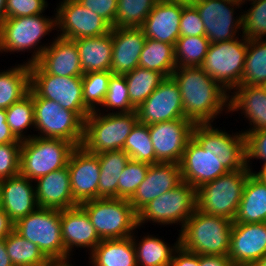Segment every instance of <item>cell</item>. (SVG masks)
<instances>
[{"label":"cell","instance_id":"d6986e66","mask_svg":"<svg viewBox=\"0 0 266 266\" xmlns=\"http://www.w3.org/2000/svg\"><path fill=\"white\" fill-rule=\"evenodd\" d=\"M266 254V222H233L228 257L235 266H253Z\"/></svg>","mask_w":266,"mask_h":266},{"label":"cell","instance_id":"e7e4bbea","mask_svg":"<svg viewBox=\"0 0 266 266\" xmlns=\"http://www.w3.org/2000/svg\"><path fill=\"white\" fill-rule=\"evenodd\" d=\"M261 87L266 90V80L263 82V84L261 85Z\"/></svg>","mask_w":266,"mask_h":266},{"label":"cell","instance_id":"2e32d148","mask_svg":"<svg viewBox=\"0 0 266 266\" xmlns=\"http://www.w3.org/2000/svg\"><path fill=\"white\" fill-rule=\"evenodd\" d=\"M195 123L190 119H175L148 125L156 164L178 163L189 140Z\"/></svg>","mask_w":266,"mask_h":266},{"label":"cell","instance_id":"94428289","mask_svg":"<svg viewBox=\"0 0 266 266\" xmlns=\"http://www.w3.org/2000/svg\"><path fill=\"white\" fill-rule=\"evenodd\" d=\"M253 173H255L259 177V179L266 184V167L261 168L259 172L254 171Z\"/></svg>","mask_w":266,"mask_h":266},{"label":"cell","instance_id":"9f6ffc18","mask_svg":"<svg viewBox=\"0 0 266 266\" xmlns=\"http://www.w3.org/2000/svg\"><path fill=\"white\" fill-rule=\"evenodd\" d=\"M14 230V223L0 207V239H5Z\"/></svg>","mask_w":266,"mask_h":266},{"label":"cell","instance_id":"7402d4cb","mask_svg":"<svg viewBox=\"0 0 266 266\" xmlns=\"http://www.w3.org/2000/svg\"><path fill=\"white\" fill-rule=\"evenodd\" d=\"M187 2L188 0H159L140 27L146 38L175 47L180 37L182 8Z\"/></svg>","mask_w":266,"mask_h":266},{"label":"cell","instance_id":"cb8c5ba5","mask_svg":"<svg viewBox=\"0 0 266 266\" xmlns=\"http://www.w3.org/2000/svg\"><path fill=\"white\" fill-rule=\"evenodd\" d=\"M33 183L20 174L1 180L0 207L13 223L39 207Z\"/></svg>","mask_w":266,"mask_h":266},{"label":"cell","instance_id":"60d3db41","mask_svg":"<svg viewBox=\"0 0 266 266\" xmlns=\"http://www.w3.org/2000/svg\"><path fill=\"white\" fill-rule=\"evenodd\" d=\"M130 159L147 164H156V156L148 131V125L137 122L132 128L122 149Z\"/></svg>","mask_w":266,"mask_h":266},{"label":"cell","instance_id":"d4e9b609","mask_svg":"<svg viewBox=\"0 0 266 266\" xmlns=\"http://www.w3.org/2000/svg\"><path fill=\"white\" fill-rule=\"evenodd\" d=\"M241 111V112H238ZM241 113L250 128L241 130L248 132L266 129V90L261 86L239 85L229 93V113Z\"/></svg>","mask_w":266,"mask_h":266},{"label":"cell","instance_id":"681fc988","mask_svg":"<svg viewBox=\"0 0 266 266\" xmlns=\"http://www.w3.org/2000/svg\"><path fill=\"white\" fill-rule=\"evenodd\" d=\"M179 30L180 37L205 36L204 23L197 9L189 1L182 8Z\"/></svg>","mask_w":266,"mask_h":266},{"label":"cell","instance_id":"ffe728a7","mask_svg":"<svg viewBox=\"0 0 266 266\" xmlns=\"http://www.w3.org/2000/svg\"><path fill=\"white\" fill-rule=\"evenodd\" d=\"M182 181L196 190L229 172L219 160L192 137L179 162Z\"/></svg>","mask_w":266,"mask_h":266},{"label":"cell","instance_id":"7bdbcfd3","mask_svg":"<svg viewBox=\"0 0 266 266\" xmlns=\"http://www.w3.org/2000/svg\"><path fill=\"white\" fill-rule=\"evenodd\" d=\"M97 111H102L101 113H130L136 111V108L130 102L124 75H111L105 100Z\"/></svg>","mask_w":266,"mask_h":266},{"label":"cell","instance_id":"ac0fdd59","mask_svg":"<svg viewBox=\"0 0 266 266\" xmlns=\"http://www.w3.org/2000/svg\"><path fill=\"white\" fill-rule=\"evenodd\" d=\"M71 192L75 202H83L98 198L100 164L98 154L88 152L82 145L73 149L68 163Z\"/></svg>","mask_w":266,"mask_h":266},{"label":"cell","instance_id":"816d5d0a","mask_svg":"<svg viewBox=\"0 0 266 266\" xmlns=\"http://www.w3.org/2000/svg\"><path fill=\"white\" fill-rule=\"evenodd\" d=\"M83 7L101 16L112 28L116 27L118 0H77Z\"/></svg>","mask_w":266,"mask_h":266},{"label":"cell","instance_id":"f1b7e54d","mask_svg":"<svg viewBox=\"0 0 266 266\" xmlns=\"http://www.w3.org/2000/svg\"><path fill=\"white\" fill-rule=\"evenodd\" d=\"M80 57L83 74L111 71L112 28L105 35L74 40Z\"/></svg>","mask_w":266,"mask_h":266},{"label":"cell","instance_id":"6f0895ef","mask_svg":"<svg viewBox=\"0 0 266 266\" xmlns=\"http://www.w3.org/2000/svg\"><path fill=\"white\" fill-rule=\"evenodd\" d=\"M0 266H13L5 247V239H0Z\"/></svg>","mask_w":266,"mask_h":266},{"label":"cell","instance_id":"e575fe53","mask_svg":"<svg viewBox=\"0 0 266 266\" xmlns=\"http://www.w3.org/2000/svg\"><path fill=\"white\" fill-rule=\"evenodd\" d=\"M139 67L158 71L165 77H170L176 69L174 46L146 38L140 54Z\"/></svg>","mask_w":266,"mask_h":266},{"label":"cell","instance_id":"4316f807","mask_svg":"<svg viewBox=\"0 0 266 266\" xmlns=\"http://www.w3.org/2000/svg\"><path fill=\"white\" fill-rule=\"evenodd\" d=\"M52 39L37 63L51 75L82 77L83 72L75 41L57 35Z\"/></svg>","mask_w":266,"mask_h":266},{"label":"cell","instance_id":"f5cc1de1","mask_svg":"<svg viewBox=\"0 0 266 266\" xmlns=\"http://www.w3.org/2000/svg\"><path fill=\"white\" fill-rule=\"evenodd\" d=\"M169 266H200V255L179 246L174 251Z\"/></svg>","mask_w":266,"mask_h":266},{"label":"cell","instance_id":"8d00e7d4","mask_svg":"<svg viewBox=\"0 0 266 266\" xmlns=\"http://www.w3.org/2000/svg\"><path fill=\"white\" fill-rule=\"evenodd\" d=\"M131 104L138 108L166 78L158 71L136 67L125 74Z\"/></svg>","mask_w":266,"mask_h":266},{"label":"cell","instance_id":"836d02e7","mask_svg":"<svg viewBox=\"0 0 266 266\" xmlns=\"http://www.w3.org/2000/svg\"><path fill=\"white\" fill-rule=\"evenodd\" d=\"M0 71V108L20 101L30 89V67L25 62Z\"/></svg>","mask_w":266,"mask_h":266},{"label":"cell","instance_id":"277c9868","mask_svg":"<svg viewBox=\"0 0 266 266\" xmlns=\"http://www.w3.org/2000/svg\"><path fill=\"white\" fill-rule=\"evenodd\" d=\"M137 122L136 111L130 113L92 111L84 121L82 146L94 154L122 150Z\"/></svg>","mask_w":266,"mask_h":266},{"label":"cell","instance_id":"1f68e13d","mask_svg":"<svg viewBox=\"0 0 266 266\" xmlns=\"http://www.w3.org/2000/svg\"><path fill=\"white\" fill-rule=\"evenodd\" d=\"M134 232L132 241L136 251L137 266H169L174 251L179 245V234L174 244H167L162 238L154 234H145L139 237ZM154 235V236H153ZM157 236V237H156ZM138 237V238H137ZM142 237V238H141ZM137 239V240H136ZM139 240V241H138Z\"/></svg>","mask_w":266,"mask_h":266},{"label":"cell","instance_id":"91938a15","mask_svg":"<svg viewBox=\"0 0 266 266\" xmlns=\"http://www.w3.org/2000/svg\"><path fill=\"white\" fill-rule=\"evenodd\" d=\"M75 264H72L71 258L67 260H57V261H51V266H74Z\"/></svg>","mask_w":266,"mask_h":266},{"label":"cell","instance_id":"f546056e","mask_svg":"<svg viewBox=\"0 0 266 266\" xmlns=\"http://www.w3.org/2000/svg\"><path fill=\"white\" fill-rule=\"evenodd\" d=\"M233 222H266V184L255 173H251L246 180L243 196Z\"/></svg>","mask_w":266,"mask_h":266},{"label":"cell","instance_id":"11a10c76","mask_svg":"<svg viewBox=\"0 0 266 266\" xmlns=\"http://www.w3.org/2000/svg\"><path fill=\"white\" fill-rule=\"evenodd\" d=\"M200 266H235L228 255H200Z\"/></svg>","mask_w":266,"mask_h":266},{"label":"cell","instance_id":"8992f818","mask_svg":"<svg viewBox=\"0 0 266 266\" xmlns=\"http://www.w3.org/2000/svg\"><path fill=\"white\" fill-rule=\"evenodd\" d=\"M252 172L245 167L229 171L196 190L197 209L209 215L234 220L243 196L248 176Z\"/></svg>","mask_w":266,"mask_h":266},{"label":"cell","instance_id":"83f0119b","mask_svg":"<svg viewBox=\"0 0 266 266\" xmlns=\"http://www.w3.org/2000/svg\"><path fill=\"white\" fill-rule=\"evenodd\" d=\"M34 184L39 207L63 210L78 206L71 192L68 166L48 173Z\"/></svg>","mask_w":266,"mask_h":266},{"label":"cell","instance_id":"be15d7a7","mask_svg":"<svg viewBox=\"0 0 266 266\" xmlns=\"http://www.w3.org/2000/svg\"><path fill=\"white\" fill-rule=\"evenodd\" d=\"M236 1L239 2L242 6H243V5L245 6V4H246L247 2L251 3V2L258 1V0H236Z\"/></svg>","mask_w":266,"mask_h":266},{"label":"cell","instance_id":"7c38bea8","mask_svg":"<svg viewBox=\"0 0 266 266\" xmlns=\"http://www.w3.org/2000/svg\"><path fill=\"white\" fill-rule=\"evenodd\" d=\"M30 88L41 98L53 100L75 112L83 121L92 112L83 101L82 77L48 74L37 62L30 64Z\"/></svg>","mask_w":266,"mask_h":266},{"label":"cell","instance_id":"f35d334b","mask_svg":"<svg viewBox=\"0 0 266 266\" xmlns=\"http://www.w3.org/2000/svg\"><path fill=\"white\" fill-rule=\"evenodd\" d=\"M266 80V39L248 40L241 84L261 86Z\"/></svg>","mask_w":266,"mask_h":266},{"label":"cell","instance_id":"680465c9","mask_svg":"<svg viewBox=\"0 0 266 266\" xmlns=\"http://www.w3.org/2000/svg\"><path fill=\"white\" fill-rule=\"evenodd\" d=\"M6 1L7 0H0V27L7 19V12H6Z\"/></svg>","mask_w":266,"mask_h":266},{"label":"cell","instance_id":"b9f144b4","mask_svg":"<svg viewBox=\"0 0 266 266\" xmlns=\"http://www.w3.org/2000/svg\"><path fill=\"white\" fill-rule=\"evenodd\" d=\"M159 0H118L116 27L140 28Z\"/></svg>","mask_w":266,"mask_h":266},{"label":"cell","instance_id":"f6af8a7d","mask_svg":"<svg viewBox=\"0 0 266 266\" xmlns=\"http://www.w3.org/2000/svg\"><path fill=\"white\" fill-rule=\"evenodd\" d=\"M247 10H242L243 32L247 40L266 39V0L249 3Z\"/></svg>","mask_w":266,"mask_h":266},{"label":"cell","instance_id":"8fae6325","mask_svg":"<svg viewBox=\"0 0 266 266\" xmlns=\"http://www.w3.org/2000/svg\"><path fill=\"white\" fill-rule=\"evenodd\" d=\"M14 230L36 244L50 261L65 260L59 209L38 207L14 223Z\"/></svg>","mask_w":266,"mask_h":266},{"label":"cell","instance_id":"9c48e42d","mask_svg":"<svg viewBox=\"0 0 266 266\" xmlns=\"http://www.w3.org/2000/svg\"><path fill=\"white\" fill-rule=\"evenodd\" d=\"M247 48L248 40L243 34L240 38L211 43L200 67L230 93L241 85Z\"/></svg>","mask_w":266,"mask_h":266},{"label":"cell","instance_id":"ee69618b","mask_svg":"<svg viewBox=\"0 0 266 266\" xmlns=\"http://www.w3.org/2000/svg\"><path fill=\"white\" fill-rule=\"evenodd\" d=\"M112 74L111 71L83 74V101L91 111H97L103 104L108 90L109 78Z\"/></svg>","mask_w":266,"mask_h":266},{"label":"cell","instance_id":"03108f58","mask_svg":"<svg viewBox=\"0 0 266 266\" xmlns=\"http://www.w3.org/2000/svg\"><path fill=\"white\" fill-rule=\"evenodd\" d=\"M0 196H1V180H0Z\"/></svg>","mask_w":266,"mask_h":266},{"label":"cell","instance_id":"52a82bcc","mask_svg":"<svg viewBox=\"0 0 266 266\" xmlns=\"http://www.w3.org/2000/svg\"><path fill=\"white\" fill-rule=\"evenodd\" d=\"M75 146L63 139L34 136L22 140L19 174L33 182L67 166Z\"/></svg>","mask_w":266,"mask_h":266},{"label":"cell","instance_id":"9a60e30c","mask_svg":"<svg viewBox=\"0 0 266 266\" xmlns=\"http://www.w3.org/2000/svg\"><path fill=\"white\" fill-rule=\"evenodd\" d=\"M57 4V36L76 40L102 36L111 31L112 27L101 16L83 7L77 0H61Z\"/></svg>","mask_w":266,"mask_h":266},{"label":"cell","instance_id":"f907efd6","mask_svg":"<svg viewBox=\"0 0 266 266\" xmlns=\"http://www.w3.org/2000/svg\"><path fill=\"white\" fill-rule=\"evenodd\" d=\"M47 7V0H7V18L43 14Z\"/></svg>","mask_w":266,"mask_h":266},{"label":"cell","instance_id":"484cf974","mask_svg":"<svg viewBox=\"0 0 266 266\" xmlns=\"http://www.w3.org/2000/svg\"><path fill=\"white\" fill-rule=\"evenodd\" d=\"M146 36L141 28H112L111 72L125 75L139 66Z\"/></svg>","mask_w":266,"mask_h":266},{"label":"cell","instance_id":"5bb4252c","mask_svg":"<svg viewBox=\"0 0 266 266\" xmlns=\"http://www.w3.org/2000/svg\"><path fill=\"white\" fill-rule=\"evenodd\" d=\"M188 1L197 9L210 44L236 39L242 34L243 17L240 11L243 7L236 0ZM238 11L241 14L236 13Z\"/></svg>","mask_w":266,"mask_h":266},{"label":"cell","instance_id":"ba28073f","mask_svg":"<svg viewBox=\"0 0 266 266\" xmlns=\"http://www.w3.org/2000/svg\"><path fill=\"white\" fill-rule=\"evenodd\" d=\"M197 208L196 189L182 181L168 192L152 200L138 213V227L153 225H178L181 228Z\"/></svg>","mask_w":266,"mask_h":266},{"label":"cell","instance_id":"db71d44e","mask_svg":"<svg viewBox=\"0 0 266 266\" xmlns=\"http://www.w3.org/2000/svg\"><path fill=\"white\" fill-rule=\"evenodd\" d=\"M18 141L6 122V110L0 108V145Z\"/></svg>","mask_w":266,"mask_h":266},{"label":"cell","instance_id":"44dd1931","mask_svg":"<svg viewBox=\"0 0 266 266\" xmlns=\"http://www.w3.org/2000/svg\"><path fill=\"white\" fill-rule=\"evenodd\" d=\"M60 221L65 260L72 258L77 248H87L89 255L101 242L89 216L80 205L60 210Z\"/></svg>","mask_w":266,"mask_h":266},{"label":"cell","instance_id":"d590c367","mask_svg":"<svg viewBox=\"0 0 266 266\" xmlns=\"http://www.w3.org/2000/svg\"><path fill=\"white\" fill-rule=\"evenodd\" d=\"M5 247L13 266H47L51 262L36 244L15 230L5 237Z\"/></svg>","mask_w":266,"mask_h":266},{"label":"cell","instance_id":"74e56055","mask_svg":"<svg viewBox=\"0 0 266 266\" xmlns=\"http://www.w3.org/2000/svg\"><path fill=\"white\" fill-rule=\"evenodd\" d=\"M6 122L19 140L34 137V134L26 133L29 129H35L33 90L31 88L26 96L6 109Z\"/></svg>","mask_w":266,"mask_h":266},{"label":"cell","instance_id":"4fadbf2b","mask_svg":"<svg viewBox=\"0 0 266 266\" xmlns=\"http://www.w3.org/2000/svg\"><path fill=\"white\" fill-rule=\"evenodd\" d=\"M214 123L195 124L192 137L214 155L228 171H238L246 166V138L245 134L239 132L228 133Z\"/></svg>","mask_w":266,"mask_h":266},{"label":"cell","instance_id":"4dcf8cb0","mask_svg":"<svg viewBox=\"0 0 266 266\" xmlns=\"http://www.w3.org/2000/svg\"><path fill=\"white\" fill-rule=\"evenodd\" d=\"M88 257L91 266H137L132 236L101 240Z\"/></svg>","mask_w":266,"mask_h":266},{"label":"cell","instance_id":"bcb514c9","mask_svg":"<svg viewBox=\"0 0 266 266\" xmlns=\"http://www.w3.org/2000/svg\"><path fill=\"white\" fill-rule=\"evenodd\" d=\"M150 164L130 159L118 182V198L130 199L146 177Z\"/></svg>","mask_w":266,"mask_h":266},{"label":"cell","instance_id":"603a6c76","mask_svg":"<svg viewBox=\"0 0 266 266\" xmlns=\"http://www.w3.org/2000/svg\"><path fill=\"white\" fill-rule=\"evenodd\" d=\"M182 182L178 163H157L148 167L146 177L129 199L138 214L147 204Z\"/></svg>","mask_w":266,"mask_h":266},{"label":"cell","instance_id":"c3c4849f","mask_svg":"<svg viewBox=\"0 0 266 266\" xmlns=\"http://www.w3.org/2000/svg\"><path fill=\"white\" fill-rule=\"evenodd\" d=\"M245 138L246 166L253 173L252 162L254 159L263 161L261 168L266 167V129L248 132Z\"/></svg>","mask_w":266,"mask_h":266},{"label":"cell","instance_id":"d6a6232c","mask_svg":"<svg viewBox=\"0 0 266 266\" xmlns=\"http://www.w3.org/2000/svg\"><path fill=\"white\" fill-rule=\"evenodd\" d=\"M100 178L98 198H118V182L123 169L130 160L123 150L107 151L98 154Z\"/></svg>","mask_w":266,"mask_h":266},{"label":"cell","instance_id":"5b68a950","mask_svg":"<svg viewBox=\"0 0 266 266\" xmlns=\"http://www.w3.org/2000/svg\"><path fill=\"white\" fill-rule=\"evenodd\" d=\"M101 240L122 239L138 233V214L128 199L97 198L80 204Z\"/></svg>","mask_w":266,"mask_h":266},{"label":"cell","instance_id":"e0dca14e","mask_svg":"<svg viewBox=\"0 0 266 266\" xmlns=\"http://www.w3.org/2000/svg\"><path fill=\"white\" fill-rule=\"evenodd\" d=\"M138 122L151 125L186 118L180 89L172 76L166 77L154 92L136 108Z\"/></svg>","mask_w":266,"mask_h":266},{"label":"cell","instance_id":"7dc6e473","mask_svg":"<svg viewBox=\"0 0 266 266\" xmlns=\"http://www.w3.org/2000/svg\"><path fill=\"white\" fill-rule=\"evenodd\" d=\"M22 140L0 145V180L19 175Z\"/></svg>","mask_w":266,"mask_h":266},{"label":"cell","instance_id":"ab89813d","mask_svg":"<svg viewBox=\"0 0 266 266\" xmlns=\"http://www.w3.org/2000/svg\"><path fill=\"white\" fill-rule=\"evenodd\" d=\"M210 43L206 36L179 37L175 44V62L178 67H200Z\"/></svg>","mask_w":266,"mask_h":266},{"label":"cell","instance_id":"6125c7cd","mask_svg":"<svg viewBox=\"0 0 266 266\" xmlns=\"http://www.w3.org/2000/svg\"><path fill=\"white\" fill-rule=\"evenodd\" d=\"M253 266H266V254L260 258Z\"/></svg>","mask_w":266,"mask_h":266},{"label":"cell","instance_id":"6da1fadb","mask_svg":"<svg viewBox=\"0 0 266 266\" xmlns=\"http://www.w3.org/2000/svg\"><path fill=\"white\" fill-rule=\"evenodd\" d=\"M171 76L179 86L187 119L195 124L213 123L219 115L229 114L228 91L201 67H178Z\"/></svg>","mask_w":266,"mask_h":266},{"label":"cell","instance_id":"3957f363","mask_svg":"<svg viewBox=\"0 0 266 266\" xmlns=\"http://www.w3.org/2000/svg\"><path fill=\"white\" fill-rule=\"evenodd\" d=\"M233 221L196 208L179 231V245L198 255H228Z\"/></svg>","mask_w":266,"mask_h":266},{"label":"cell","instance_id":"30bf717a","mask_svg":"<svg viewBox=\"0 0 266 266\" xmlns=\"http://www.w3.org/2000/svg\"><path fill=\"white\" fill-rule=\"evenodd\" d=\"M35 130L41 138L63 139L75 147L84 138V121L73 111L62 108L57 102L39 97L33 91Z\"/></svg>","mask_w":266,"mask_h":266},{"label":"cell","instance_id":"7a4b0ae2","mask_svg":"<svg viewBox=\"0 0 266 266\" xmlns=\"http://www.w3.org/2000/svg\"><path fill=\"white\" fill-rule=\"evenodd\" d=\"M54 12L52 17L38 14L7 18L0 27V54L30 51L31 58L24 62L29 65L36 63L50 45L49 42L42 45L41 40L57 30L56 11Z\"/></svg>","mask_w":266,"mask_h":266}]
</instances>
